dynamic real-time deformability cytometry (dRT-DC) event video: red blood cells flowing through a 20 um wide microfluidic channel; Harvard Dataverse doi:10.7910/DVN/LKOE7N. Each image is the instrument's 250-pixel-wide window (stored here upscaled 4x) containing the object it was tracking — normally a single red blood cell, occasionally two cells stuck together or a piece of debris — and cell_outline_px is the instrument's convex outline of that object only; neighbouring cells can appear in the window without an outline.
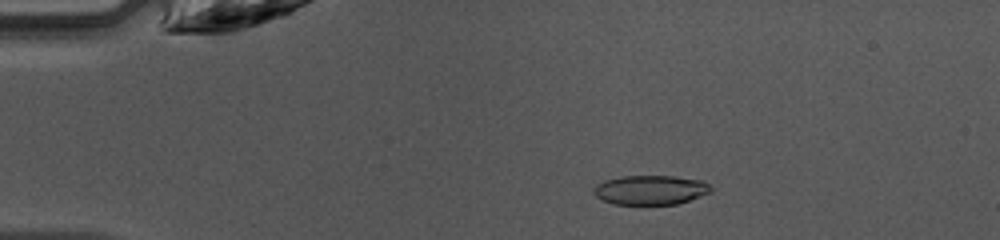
{"species": "common noctule bat (a hibernating species)", "species_latin": "Nyctalus noctula", "temperature_condition": "warm", "stored_images_in_passage": 47, "camera_frame_rate_fps": 3000, "um_per_image_px": 0.085, "animal": {"sex": "female", "body_mass_g": 10.0, "forearm_length_mm": 53.1}, "frame": {"image": 1, "passage_image": 9, "time_ms": 2.667, "image_size_px": [1000, 240], "cell_outline_px": [[712, 192], [676, 204], [612, 204], [596, 196], [592, 192], [596, 184], [604, 180], [620, 176], [676, 176], [704, 180], [712, 188]], "centroid_in_image_um": [55.29, 16.13], "position_along_channel_um": 29.7, "area_um2": 20.17}}
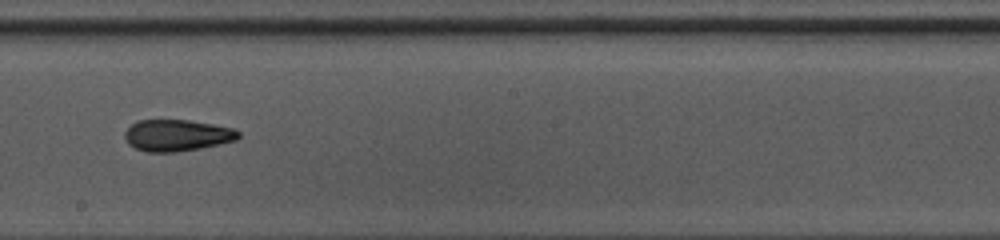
{"frame": {"image": 2, "passage_image": 27, "time_ms": 8.667, "image_size_px": [1000, 240], "cell_outline_px": [[240, 136], [236, 140], [200, 148], [176, 152], [148, 152], [136, 148], [128, 144], [124, 136], [124, 132], [136, 120], [188, 120], [212, 124], [232, 128], [240, 132]], "centroid_in_image_um": [15.02, 11.5], "position_along_channel_um": 233.2, "area_um2": 20.81}}
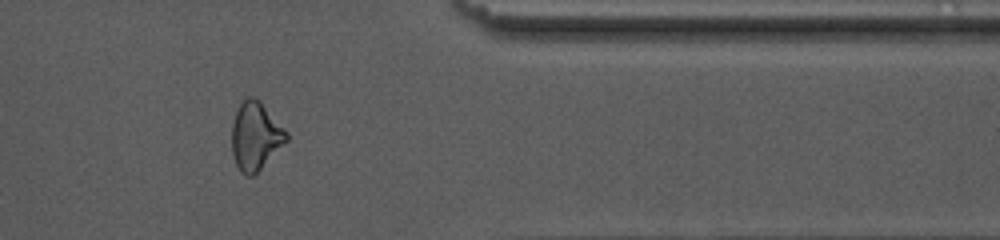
{"frame": {"image": 3, "passage_image": 39, "time_ms": 12.667, "image_size_px": [1000, 240], "cell_outline_px": [[288, 140], [252, 176], [244, 176], [240, 172], [236, 164], [232, 152], [232, 124], [236, 112], [240, 104], [248, 96], [252, 96], [260, 100], [288, 132]], "centroid_in_image_um": [21.71, 11.55], "position_along_channel_um": 389.7, "area_um2": 21.5}, "authors_computed_cell_mechanics": {"area_um2": 20.8658, "velocity_mm_per_s": 4.2448, "shape_relaxation_time_tau1_ms": 8.2157, "shape_relaxation_time_tau2_ms": 2.6141, "deformation_change_tau1": 0.1918, "deformation_change_tau2": 0.1161}}